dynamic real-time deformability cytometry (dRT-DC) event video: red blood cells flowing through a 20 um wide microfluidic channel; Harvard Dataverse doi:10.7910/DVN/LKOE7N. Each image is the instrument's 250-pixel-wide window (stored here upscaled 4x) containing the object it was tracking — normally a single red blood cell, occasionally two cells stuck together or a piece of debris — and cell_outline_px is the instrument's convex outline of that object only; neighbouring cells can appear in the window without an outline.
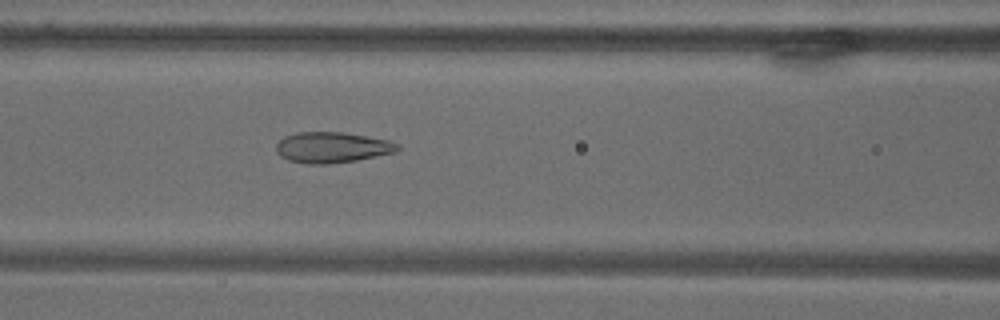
{"species": "common noctule bat (a hibernating species)", "species_latin": "Nyctalus noctula", "temperature_condition": "warm", "stored_images_in_passage": 9, "camera_frame_rate_fps": 3000, "um_per_image_px": 0.085, "animal": {"sex": "male", "body_mass_g": 18.8}, "frame": {"image": 1, "passage_image": 9, "time_ms": 10.333, "image_size_px": [1000, 320], "cell_outline_px": [[400, 148], [396, 152], [356, 160], [324, 164], [308, 164], [288, 160], [280, 156], [276, 152], [276, 144], [284, 136], [296, 132], [344, 132], [388, 140], [396, 144]], "centroid_in_image_um": [28.18, 12.52], "position_along_channel_um": 138.4, "area_um2": 21.68}}